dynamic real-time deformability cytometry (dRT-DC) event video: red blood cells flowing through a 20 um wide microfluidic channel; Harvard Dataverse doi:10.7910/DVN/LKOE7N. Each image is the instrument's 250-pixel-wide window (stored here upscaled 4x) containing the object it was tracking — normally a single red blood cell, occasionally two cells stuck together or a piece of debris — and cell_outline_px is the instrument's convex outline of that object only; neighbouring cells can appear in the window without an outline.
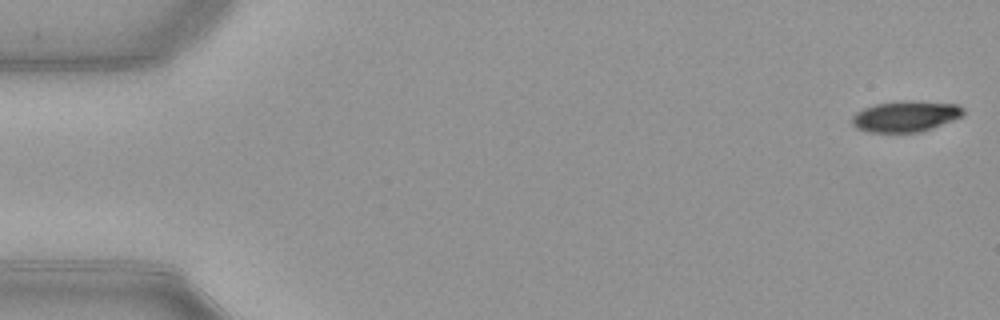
{"species": "common noctule bat (a hibernating species)", "species_latin": "Nyctalus noctula", "temperature_condition": "warm", "stored_images_in_passage": 52, "camera_frame_rate_fps": 3000, "um_per_image_px": 0.085, "animal": {"sex": "female", "body_mass_g": 21.9}, "frame": {"image": 1, "passage_image": 1, "time_ms": 0.0, "image_size_px": [1000, 320], "cell_outline_px": [[964, 112], [960, 116], [952, 120], [932, 128], [920, 132], [868, 132], [856, 128], [852, 124], [852, 116], [856, 112], [864, 108], [876, 104], [900, 100], [912, 100], [960, 104], [964, 108]], "centroid_in_image_um": [76.97, 9.87], "position_along_channel_um": 8.0, "area_um2": 20.17}}
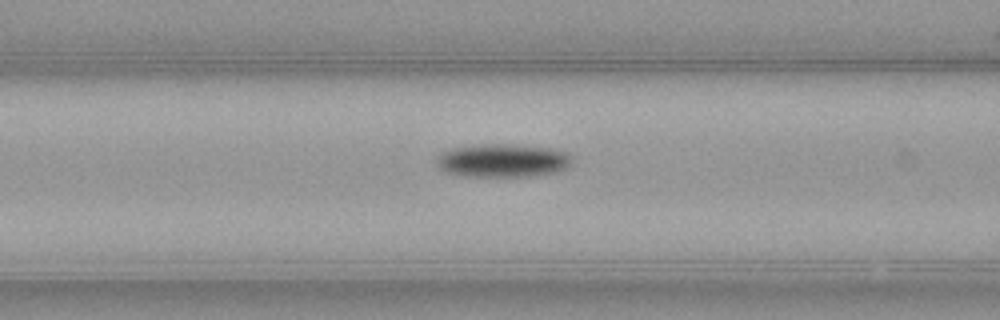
{"frame": {"image": 2, "passage_image": 21, "time_ms": 6.667, "image_size_px": [1000, 320], "cell_outline_px": [[572, 160], [568, 168], [556, 172], [532, 176], [464, 176], [444, 172], [436, 164], [436, 156], [452, 148], [480, 144], [508, 144], [552, 148], [568, 152], [572, 156]], "centroid_in_image_um": [42.75, 13.64], "position_along_channel_um": 123.9, "area_um2": 26.53}}
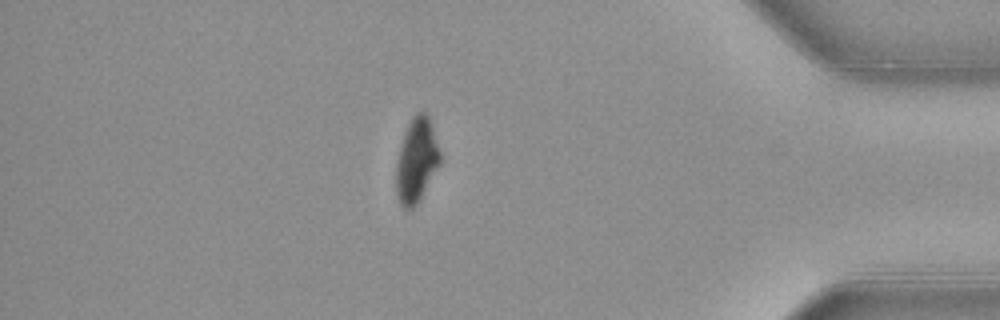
{"frame": {"image": 3, "passage_image": 45, "time_ms": 14.667, "image_size_px": [1000, 320], "cell_outline_px": [[440, 164], [420, 200], [412, 208], [404, 208], [400, 204], [396, 196], [396, 164], [404, 132], [412, 116], [416, 112], [424, 112], [428, 116], [432, 124], [440, 152]], "centroid_in_image_um": [35.4, 13.63], "position_along_channel_um": 399.8, "area_um2": 21.62}, "authors_computed_cell_mechanics": {"area_um2": 23.698, "velocity_mm_per_s": 3.9335, "shape_relaxation_time_tau1_ms": 2.6622, "shape_relaxation_time_tau2_ms": null, "deformation_change_tau1": 0.1086, "deformation_change_tau2": null}}